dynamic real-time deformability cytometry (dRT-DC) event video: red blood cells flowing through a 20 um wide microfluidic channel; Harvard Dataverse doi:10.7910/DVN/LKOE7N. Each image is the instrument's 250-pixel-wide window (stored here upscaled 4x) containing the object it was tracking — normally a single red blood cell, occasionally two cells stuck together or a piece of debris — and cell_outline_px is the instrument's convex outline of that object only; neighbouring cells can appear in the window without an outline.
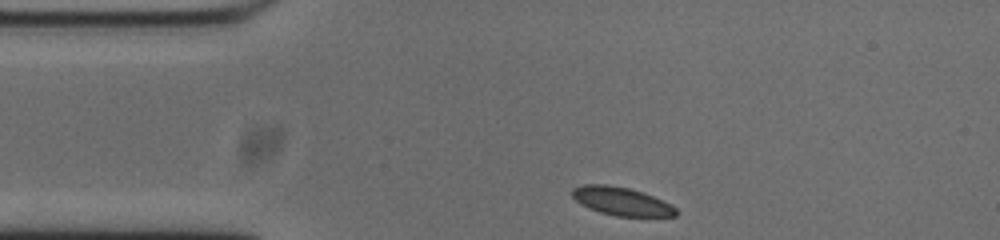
{"species": "common noctule bat (a hibernating species)", "species_latin": "Nyctalus noctula", "temperature_condition": "cold", "stored_images_in_passage": 45, "camera_frame_rate_fps": 3000, "um_per_image_px": 0.085, "animal": {"sex": "male", "body_mass_g": 20.0, "forearm_length_mm": 53.3}, "frame": {"image": 1, "passage_image": 1, "time_ms": 0.0, "image_size_px": [1000, 240], "cell_outline_px": [[676, 216], [616, 216], [600, 212], [588, 208], [580, 204], [572, 196], [572, 188], [584, 184], [608, 184], [628, 188], [652, 196], [676, 208]], "centroid_in_image_um": [52.75, 17.1], "position_along_channel_um": 32.2, "area_um2": 16.82}}
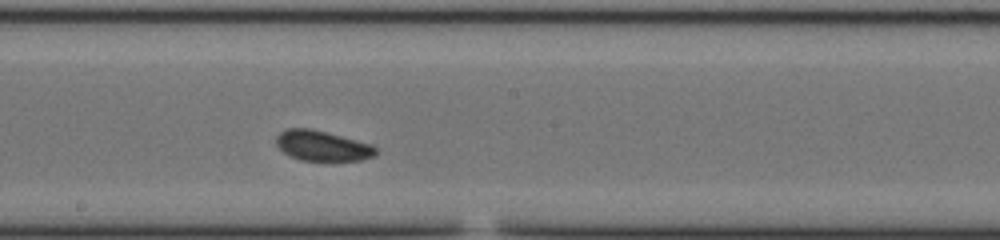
{"frame": {"image": 2, "passage_image": 19, "time_ms": 6.0, "image_size_px": [1000, 240], "cell_outline_px": [[380, 148], [372, 156], [360, 160], [300, 160], [284, 152], [276, 144], [276, 136], [280, 132], [288, 128], [312, 128], [372, 144]], "centroid_in_image_um": [27.41, 12.37], "position_along_channel_um": 220.8, "area_um2": 17.46}}
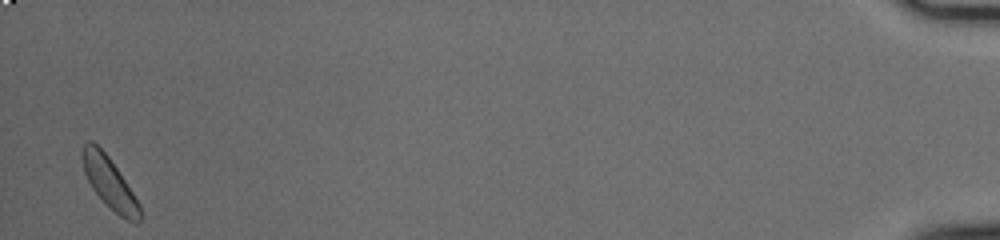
{"frame": {"image": 3, "passage_image": 44, "time_ms": 14.333, "image_size_px": [1000, 240], "cell_outline_px": [[140, 224], [128, 220], [120, 216], [92, 188], [84, 172], [80, 156], [80, 152], [84, 144], [88, 140], [92, 140], [108, 156], [140, 204]], "centroid_in_image_um": [9.27, 15.49], "position_along_channel_um": 425.9, "area_um2": 16.7}, "authors_computed_cell_mechanics": {"area_um2": 17.5134, "velocity_mm_per_s": 3.6854, "shape_relaxation_time_tau1_ms": null, "shape_relaxation_time_tau2_ms": 8.7174, "deformation_change_tau1": null, "deformation_change_tau2": 0.1117}}